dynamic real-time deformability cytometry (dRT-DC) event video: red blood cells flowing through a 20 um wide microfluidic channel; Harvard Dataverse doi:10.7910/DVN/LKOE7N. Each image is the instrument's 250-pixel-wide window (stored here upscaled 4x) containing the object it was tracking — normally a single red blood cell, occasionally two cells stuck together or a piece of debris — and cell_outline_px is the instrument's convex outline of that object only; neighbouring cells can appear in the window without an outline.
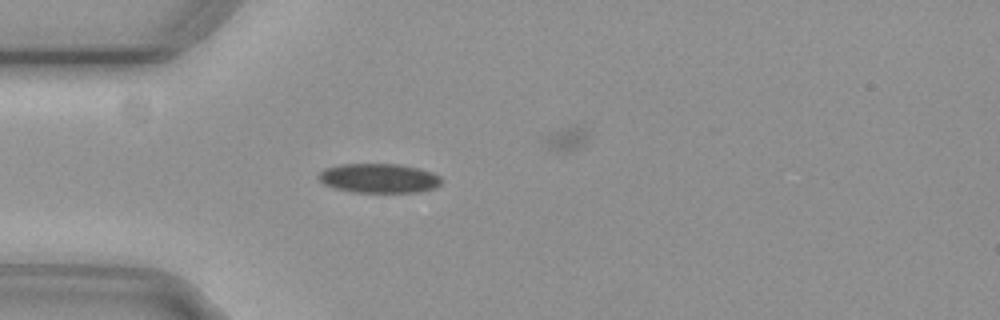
{"species": "common noctule bat (a hibernating species)", "species_latin": "Nyctalus noctula", "temperature_condition": "cold", "stored_images_in_passage": 33, "camera_frame_rate_fps": 3000, "um_per_image_px": 0.085, "animal": {"sex": "female", "body_mass_g": 29.2, "forearm_length_mm": 56.3}, "frame": {"image": 1, "passage_image": 1, "time_ms": 0.0, "image_size_px": [1000, 320], "cell_outline_px": [[440, 184], [436, 188], [420, 192], [352, 192], [332, 188], [324, 184], [316, 176], [324, 168], [340, 164], [400, 164], [432, 172], [440, 176]], "centroid_in_image_um": [32.18, 15.15], "position_along_channel_um": 52.8, "area_um2": 21.15}}
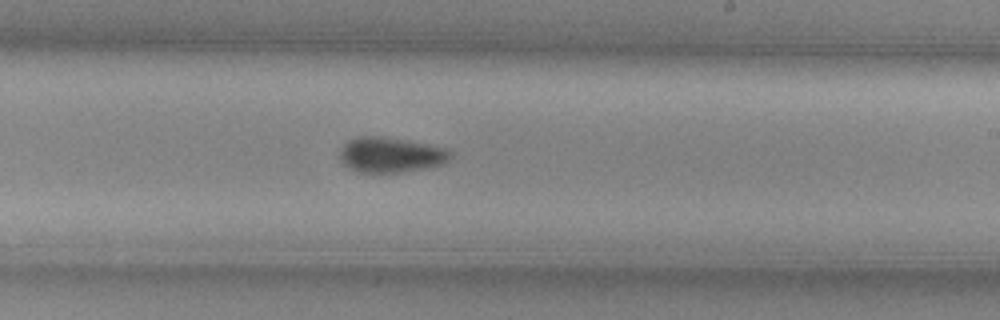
{"frame": {"image": 2, "passage_image": 18, "time_ms": 5.667, "image_size_px": [1000, 320], "cell_outline_px": [[452, 156], [444, 164], [428, 168], [404, 172], [356, 172], [348, 168], [340, 160], [340, 148], [348, 140], [360, 136], [380, 136], [428, 144], [448, 148], [452, 152]], "centroid_in_image_um": [33.23, 13.17], "position_along_channel_um": 255.8, "area_um2": 22.95}}
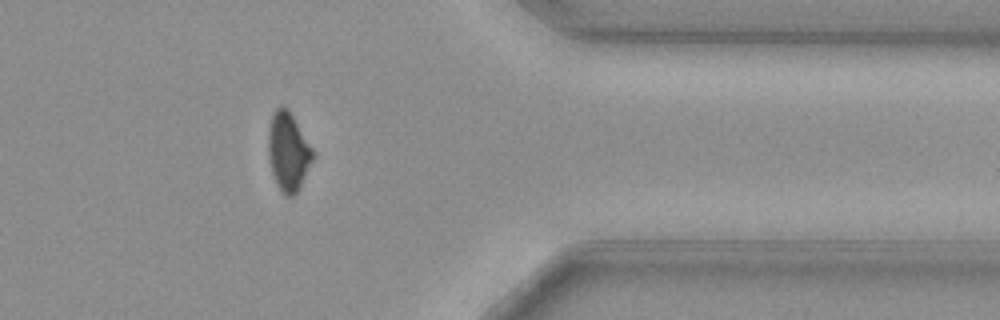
{"frame": {"image": 3, "passage_image": 30, "time_ms": 9.667, "image_size_px": [1000, 320], "cell_outline_px": [[316, 156], [300, 188], [292, 196], [284, 196], [280, 192], [276, 184], [272, 172], [268, 156], [268, 128], [272, 112], [280, 104], [288, 108], [316, 152]], "centroid_in_image_um": [24.52, 12.88], "position_along_channel_um": 386.9, "area_um2": 21.1}}